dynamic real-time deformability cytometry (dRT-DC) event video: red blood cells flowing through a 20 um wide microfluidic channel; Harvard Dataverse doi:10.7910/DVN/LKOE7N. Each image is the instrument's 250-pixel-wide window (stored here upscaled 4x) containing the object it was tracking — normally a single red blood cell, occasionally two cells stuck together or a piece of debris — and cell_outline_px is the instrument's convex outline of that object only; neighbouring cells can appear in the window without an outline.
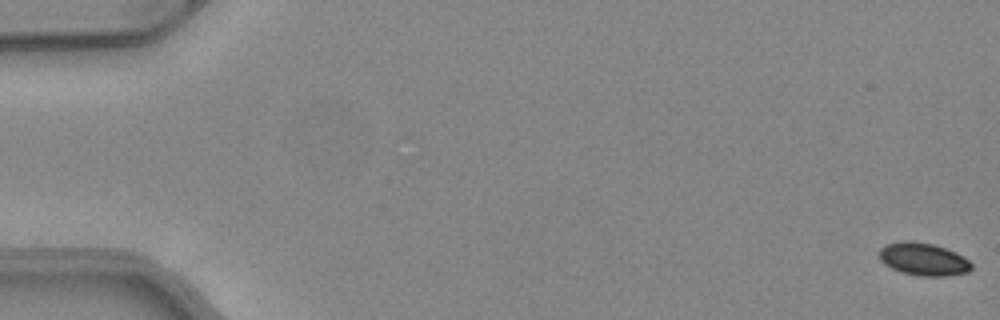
{"species": "common noctule bat (a hibernating species)", "species_latin": "Nyctalus noctula", "temperature_condition": "warm", "stored_images_in_passage": 51, "camera_frame_rate_fps": 3000, "um_per_image_px": 0.085, "animal": {"sex": "female", "body_mass_g": 24.6, "forearm_length_mm": 56.2}, "frame": {"image": 1, "passage_image": 1, "time_ms": 0.0, "image_size_px": [1000, 320], "cell_outline_px": [[972, 268], [968, 272], [944, 276], [920, 276], [900, 272], [884, 264], [880, 260], [880, 248], [888, 244], [904, 240], [912, 240], [932, 244], [956, 252], [968, 260], [972, 264]], "centroid_in_image_um": [78.48, 22.03], "position_along_channel_um": 6.5, "area_um2": 17.51}}
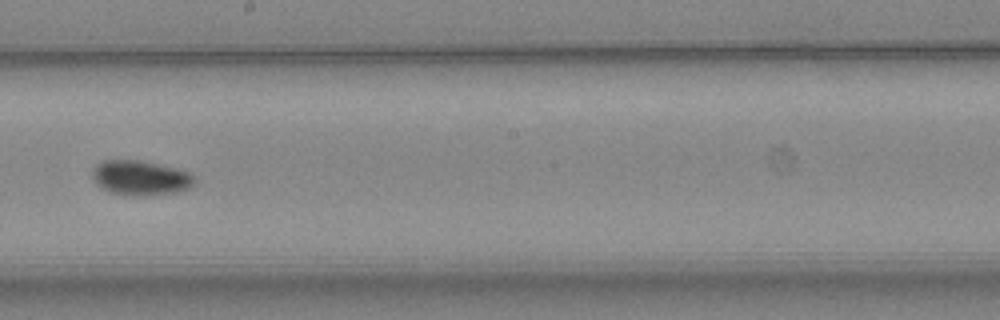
{"frame": {"image": 2, "passage_image": 30, "time_ms": 9.667, "image_size_px": [1000, 320], "cell_outline_px": [[196, 180], [188, 188], [180, 192], [136, 196], [132, 196], [108, 192], [100, 188], [96, 184], [92, 176], [92, 168], [100, 160], [140, 160], [176, 168], [188, 172]], "centroid_in_image_um": [11.88, 15.12], "position_along_channel_um": 236.3, "area_um2": 20.87}}
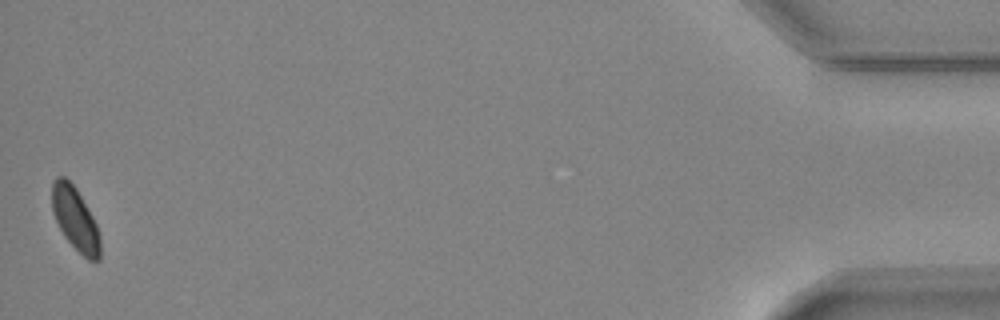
{"frame": {"image": 3, "passage_image": 51, "time_ms": 16.667, "image_size_px": [1000, 320], "cell_outline_px": [[100, 260], [88, 260], [64, 236], [52, 212], [52, 184], [56, 176], [64, 176], [76, 188], [92, 216], [96, 224], [100, 236]], "centroid_in_image_um": [6.39, 18.59], "position_along_channel_um": 428.8, "area_um2": 17.46}, "authors_computed_cell_mechanics": {"area_um2": 18.7272, "velocity_mm_per_s": 4.1057, "shape_relaxation_time_tau1_ms": 3.7984, "shape_relaxation_time_tau2_ms": null, "deformation_change_tau1": 0.0786, "deformation_change_tau2": null}}